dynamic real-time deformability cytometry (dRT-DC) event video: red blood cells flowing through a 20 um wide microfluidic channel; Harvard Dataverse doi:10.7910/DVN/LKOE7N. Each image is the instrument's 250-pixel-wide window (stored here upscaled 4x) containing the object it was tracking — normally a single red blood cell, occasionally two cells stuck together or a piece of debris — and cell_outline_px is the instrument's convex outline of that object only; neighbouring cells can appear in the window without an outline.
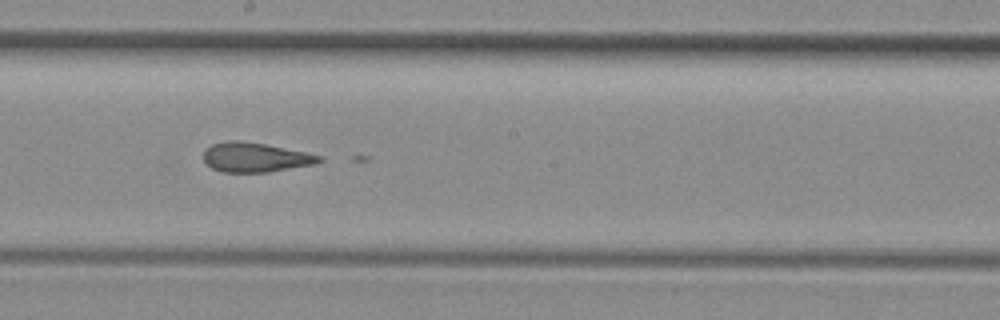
{"species": "common noctule bat (a hibernating species)", "species_latin": "Nyctalus noctula", "temperature_condition": "room temperature", "stored_images_in_passage": 34, "camera_frame_rate_fps": 3000, "um_per_image_px": 0.085, "animal": {"sex": "female", "body_mass_g": 29.2, "forearm_length_mm": 56.3}, "frame": {"image": 1, "passage_image": 12, "time_ms": 3.667, "image_size_px": [1000, 320], "cell_outline_px": [[324, 160], [316, 164], [268, 172], [224, 172], [212, 168], [204, 160], [204, 152], [212, 144], [228, 140], [240, 140], [264, 144], [324, 156]], "centroid_in_image_um": [21.73, 13.37], "position_along_channel_um": 226.5, "area_um2": 19.77}}
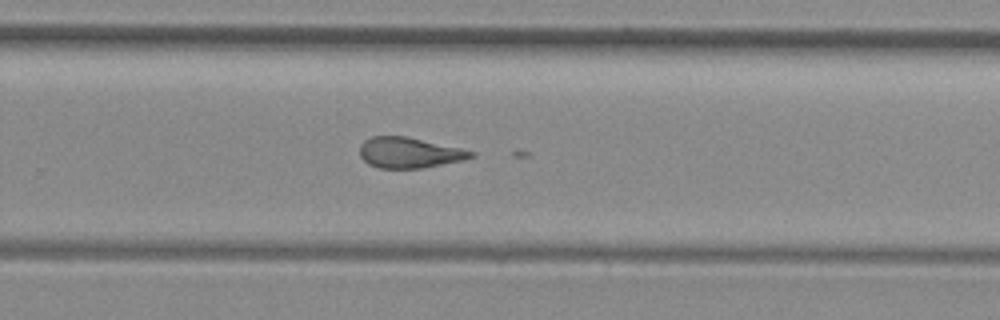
{"frame": {"image": 2, "passage_image": 17, "time_ms": 5.333, "image_size_px": [1000, 320], "cell_outline_px": [[476, 156], [464, 160], [420, 168], [380, 168], [368, 164], [360, 156], [360, 144], [364, 140], [372, 136], [404, 136], [460, 148], [476, 152]], "centroid_in_image_um": [34.78, 12.98], "position_along_channel_um": 295.0, "area_um2": 19.71}}